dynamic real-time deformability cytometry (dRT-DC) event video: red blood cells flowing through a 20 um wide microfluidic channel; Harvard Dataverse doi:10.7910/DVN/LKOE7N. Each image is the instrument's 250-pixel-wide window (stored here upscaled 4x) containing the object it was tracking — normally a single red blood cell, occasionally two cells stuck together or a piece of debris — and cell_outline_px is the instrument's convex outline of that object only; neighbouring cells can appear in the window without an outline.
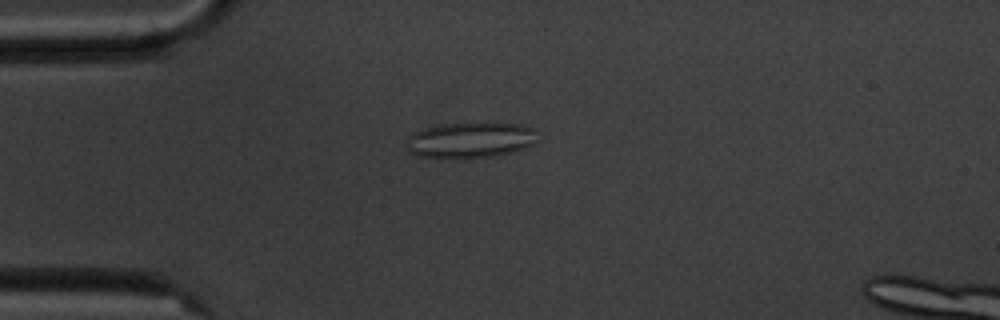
{"species": "common noctule bat (a hibernating species)", "species_latin": "Nyctalus noctula", "temperature_condition": "cold", "stored_images_in_passage": 51, "segment_of_instrument_passage": [1, 2], "camera_frame_rate_fps": 3000, "um_per_image_px": 0.085, "animal": {"sex": "male", "body_mass_g": 20.1, "forearm_length_mm": 53.5}, "frame": {"image": 1, "passage_image": 8, "time_ms": 2.333, "image_size_px": [1000, 320], "cell_outline_px": [[536, 140], [532, 144], [524, 148], [512, 152], [488, 156], [456, 160], [416, 156], [408, 148], [408, 136], [412, 132], [424, 128], [448, 124], [484, 120], [520, 124], [532, 128]], "centroid_in_image_um": [39.96, 11.89], "position_along_channel_um": 45.0, "area_um2": 27.98}}
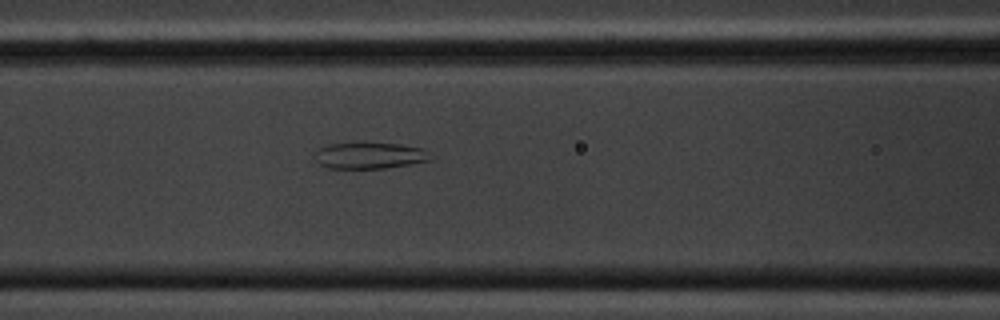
{"frame": {"image": 2, "passage_image": 17, "time_ms": 5.333, "image_size_px": [1000, 320], "cell_outline_px": [[432, 160], [384, 168], [328, 168], [320, 164], [316, 160], [316, 152], [320, 148], [328, 144], [396, 144], [424, 148]], "centroid_in_image_um": [31.42, 13.24], "position_along_channel_um": 135.2, "area_um2": 17.17}}
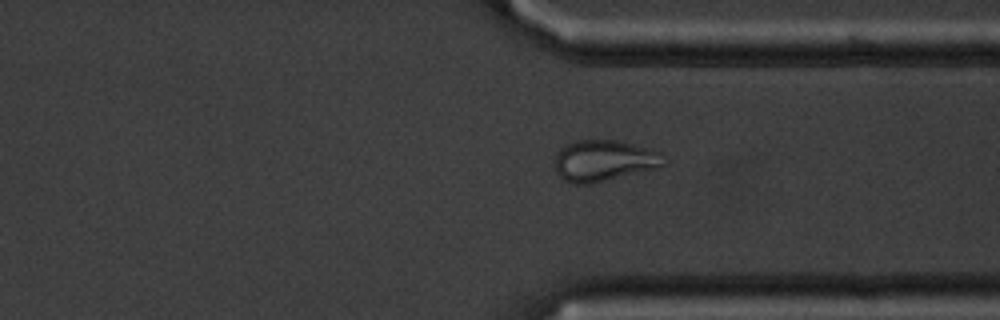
{"frame": {"image": 3, "passage_image": 36, "time_ms": 11.667, "image_size_px": [1000, 320], "cell_outline_px": [[668, 164], [660, 168], [592, 184], [576, 184], [564, 180], [556, 172], [556, 156], [560, 148], [568, 144], [580, 140], [616, 140], [660, 152], [668, 160]], "centroid_in_image_um": [51.4, 13.68], "position_along_channel_um": 360.0, "area_um2": 26.3}}